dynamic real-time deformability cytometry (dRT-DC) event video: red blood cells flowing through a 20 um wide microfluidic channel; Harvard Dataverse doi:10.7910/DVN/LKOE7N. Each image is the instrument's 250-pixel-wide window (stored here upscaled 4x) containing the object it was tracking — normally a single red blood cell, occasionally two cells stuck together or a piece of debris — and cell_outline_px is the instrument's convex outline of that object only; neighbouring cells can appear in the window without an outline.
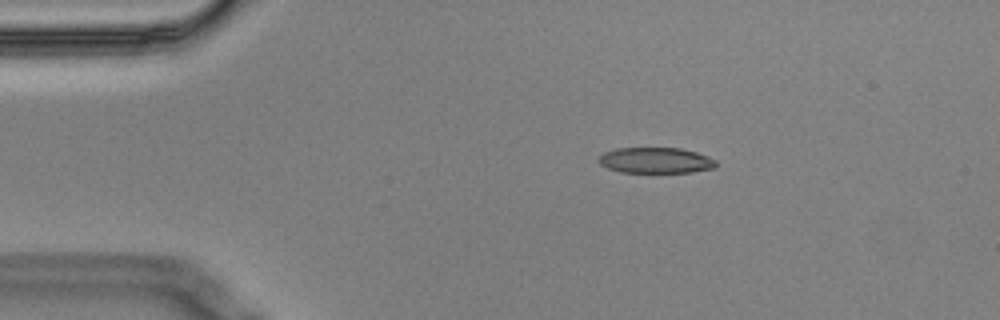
{"species": "Egyptian fruit bat (a non-hibernating species)", "species_latin": "Rousettus aegyptiacus", "temperature_condition": "cold", "stored_images_in_passage": 4, "camera_frame_rate_fps": 3000, "um_per_image_px": 0.085, "animal": {"sex": "male"}, "frame": {"image": 1, "passage_image": 1, "time_ms": 0.0, "image_size_px": [1000, 320], "cell_outline_px": [[716, 168], [692, 172], [620, 172], [608, 168], [600, 164], [596, 160], [596, 156], [604, 152], [616, 148], [680, 148], [696, 152], [708, 156], [716, 160]], "centroid_in_image_um": [55.7, 13.63], "position_along_channel_um": 29.3, "area_um2": 17.8}}
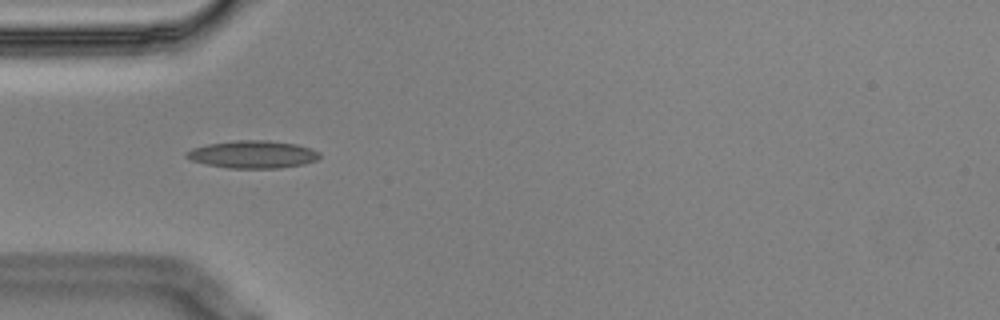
{"frame": {"image": 2, "passage_image": 3, "time_ms": 0.667, "image_size_px": [1000, 320], "cell_outline_px": [[320, 156], [316, 160], [304, 164], [280, 168], [228, 168], [204, 164], [192, 160], [184, 156], [184, 152], [192, 148], [208, 144], [236, 140], [268, 140], [296, 144], [312, 148], [320, 152]], "centroid_in_image_um": [21.48, 13.12], "position_along_channel_um": 63.5, "area_um2": 21.56}}
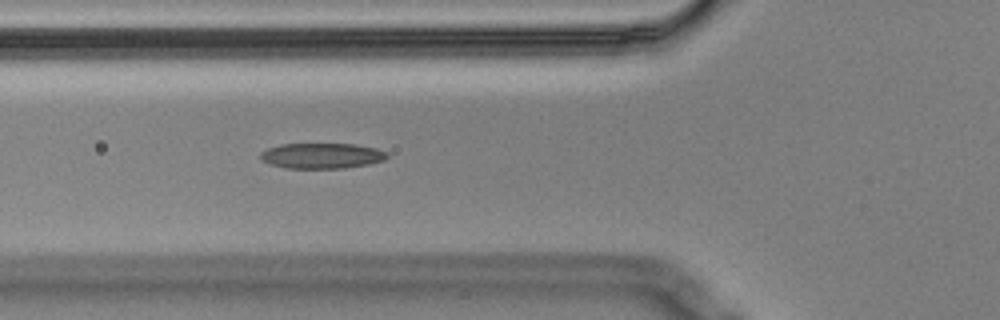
{"frame": {"image": 3, "passage_image": 4, "time_ms": 1.0, "image_size_px": [1000, 320], "cell_outline_px": [[388, 156], [384, 160], [368, 164], [344, 168], [288, 168], [272, 164], [264, 160], [260, 156], [260, 152], [268, 148], [280, 144], [356, 144], [376, 148], [388, 152]], "centroid_in_image_um": [27.39, 13.23], "position_along_channel_um": 98.4, "area_um2": 18.67}}